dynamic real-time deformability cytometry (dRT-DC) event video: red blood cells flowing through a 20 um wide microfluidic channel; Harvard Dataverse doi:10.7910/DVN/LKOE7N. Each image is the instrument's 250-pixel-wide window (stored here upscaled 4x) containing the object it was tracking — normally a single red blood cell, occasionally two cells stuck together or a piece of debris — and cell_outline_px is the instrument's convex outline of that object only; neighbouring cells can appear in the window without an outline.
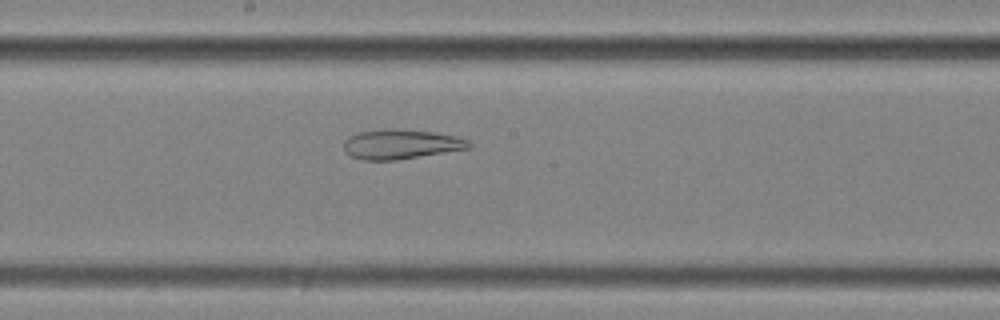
{"species": "common noctule bat (a hibernating species)", "species_latin": "Nyctalus noctula", "temperature_condition": "cold", "stored_images_in_passage": 42, "camera_frame_rate_fps": 3000, "um_per_image_px": 0.085, "animal": {"sex": "female", "body_mass_g": 25.1}, "frame": {"image": 1, "passage_image": 16, "time_ms": 5.0, "image_size_px": [1000, 320], "cell_outline_px": [[472, 144], [468, 148], [396, 160], [364, 160], [352, 156], [344, 152], [344, 140], [348, 136], [360, 132], [384, 128], [396, 128], [436, 132], [468, 140]], "centroid_in_image_um": [34.02, 12.24], "position_along_channel_um": 214.2, "area_um2": 21.56}}
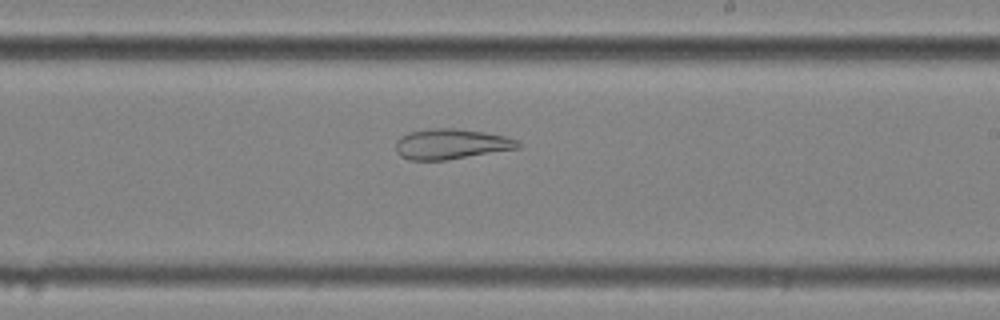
{"frame": {"image": 2, "passage_image": 19, "time_ms": 6.0, "image_size_px": [1000, 320], "cell_outline_px": [[520, 148], [444, 160], [408, 160], [400, 156], [396, 152], [396, 140], [400, 136], [408, 132], [432, 128], [456, 128], [484, 132], [504, 136], [516, 140], [520, 144]], "centroid_in_image_um": [38.29, 12.24], "position_along_channel_um": 250.7, "area_um2": 21.56}}
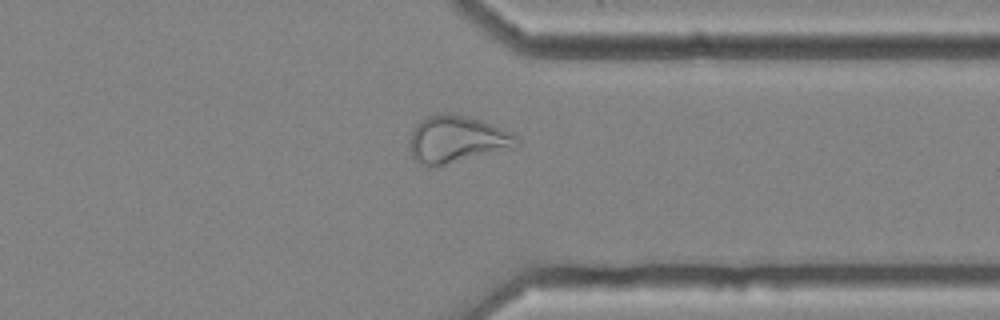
{"frame": {"image": 3, "passage_image": 29, "time_ms": 9.333, "image_size_px": [1000, 320], "cell_outline_px": [[520, 148], [444, 164], [420, 164], [412, 156], [408, 148], [408, 140], [416, 124], [420, 120], [428, 116], [448, 112], [480, 120], [504, 128], [520, 136]], "centroid_in_image_um": [38.91, 11.83], "position_along_channel_um": 372.5, "area_um2": 29.71}}